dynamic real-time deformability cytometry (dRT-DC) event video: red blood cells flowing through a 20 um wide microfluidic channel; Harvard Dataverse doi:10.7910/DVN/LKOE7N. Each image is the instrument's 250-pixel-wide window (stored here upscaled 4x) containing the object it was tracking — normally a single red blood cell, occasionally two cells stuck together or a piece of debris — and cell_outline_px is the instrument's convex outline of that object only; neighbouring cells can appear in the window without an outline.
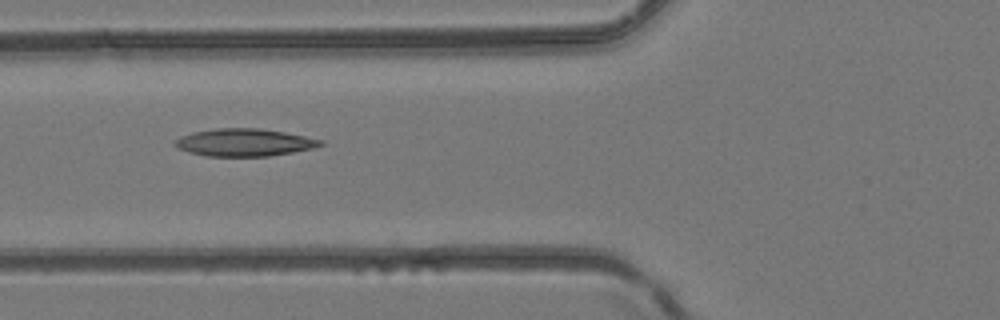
{"species": "common noctule bat (a hibernating species)", "species_latin": "Nyctalus noctula", "temperature_condition": "room temperature", "stored_images_in_passage": 5, "camera_frame_rate_fps": 3000, "um_per_image_px": 0.085, "animal": {"sex": "female", "body_mass_g": 24.6, "forearm_length_mm": 56.2}, "frame": {"image": 1, "passage_image": 5, "time_ms": 1.333, "image_size_px": [1000, 320], "cell_outline_px": [[324, 144], [312, 148], [292, 152], [268, 156], [208, 156], [188, 152], [176, 148], [172, 144], [172, 140], [180, 136], [192, 132], [216, 128], [260, 128], [284, 132], [324, 140]], "centroid_in_image_um": [20.7, 12.1], "position_along_channel_um": 105.1, "area_um2": 23.47}}